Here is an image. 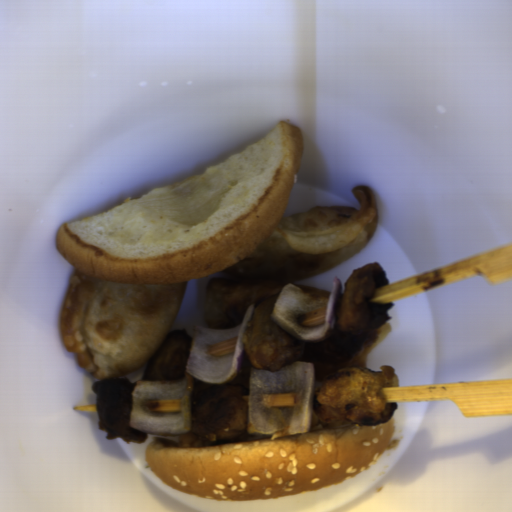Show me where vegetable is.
Instances as JSON below:
<instances>
[{
	"instance_id": "obj_1",
	"label": "vegetable",
	"mask_w": 512,
	"mask_h": 512,
	"mask_svg": "<svg viewBox=\"0 0 512 512\" xmlns=\"http://www.w3.org/2000/svg\"><path fill=\"white\" fill-rule=\"evenodd\" d=\"M256 310V303L246 308L242 322L233 328L209 329L193 326L185 374L179 380H136L131 393L130 428L144 434L182 436L191 432V399L194 378L211 385L226 384L242 371L244 335ZM236 340L234 351L215 355L212 347ZM179 400L177 411H146L145 401Z\"/></svg>"
},
{
	"instance_id": "obj_2",
	"label": "vegetable",
	"mask_w": 512,
	"mask_h": 512,
	"mask_svg": "<svg viewBox=\"0 0 512 512\" xmlns=\"http://www.w3.org/2000/svg\"><path fill=\"white\" fill-rule=\"evenodd\" d=\"M316 368L311 361L295 362L279 371L250 368L249 387L242 398L248 404L247 434L280 436L309 433L313 417ZM293 393L294 406L266 407L263 395Z\"/></svg>"
},
{
	"instance_id": "obj_3",
	"label": "vegetable",
	"mask_w": 512,
	"mask_h": 512,
	"mask_svg": "<svg viewBox=\"0 0 512 512\" xmlns=\"http://www.w3.org/2000/svg\"><path fill=\"white\" fill-rule=\"evenodd\" d=\"M343 294L342 280L334 277L328 297L311 295L301 288L286 284L277 294L269 311L272 323L300 342L315 343L332 337L335 332L336 306ZM326 314L321 325L303 326L299 318Z\"/></svg>"
}]
</instances>
